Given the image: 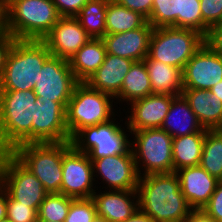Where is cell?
Returning <instances> with one entry per match:
<instances>
[{"label":"cell","instance_id":"603a6c76","mask_svg":"<svg viewBox=\"0 0 222 222\" xmlns=\"http://www.w3.org/2000/svg\"><path fill=\"white\" fill-rule=\"evenodd\" d=\"M161 129L165 130L172 138L208 130L199 123L183 95L175 96L172 99Z\"/></svg>","mask_w":222,"mask_h":222},{"label":"cell","instance_id":"7a4b0ae2","mask_svg":"<svg viewBox=\"0 0 222 222\" xmlns=\"http://www.w3.org/2000/svg\"><path fill=\"white\" fill-rule=\"evenodd\" d=\"M34 90L0 91V144L12 152L18 145L32 143Z\"/></svg>","mask_w":222,"mask_h":222},{"label":"cell","instance_id":"f35d334b","mask_svg":"<svg viewBox=\"0 0 222 222\" xmlns=\"http://www.w3.org/2000/svg\"><path fill=\"white\" fill-rule=\"evenodd\" d=\"M62 17H75L89 0H52Z\"/></svg>","mask_w":222,"mask_h":222},{"label":"cell","instance_id":"6da1fadb","mask_svg":"<svg viewBox=\"0 0 222 222\" xmlns=\"http://www.w3.org/2000/svg\"><path fill=\"white\" fill-rule=\"evenodd\" d=\"M137 193L139 209L155 222H185L193 210L181 192L176 172L141 176Z\"/></svg>","mask_w":222,"mask_h":222},{"label":"cell","instance_id":"8fae6325","mask_svg":"<svg viewBox=\"0 0 222 222\" xmlns=\"http://www.w3.org/2000/svg\"><path fill=\"white\" fill-rule=\"evenodd\" d=\"M78 83L69 60L51 56L44 63L33 90L41 102H59L66 109Z\"/></svg>","mask_w":222,"mask_h":222},{"label":"cell","instance_id":"b9f144b4","mask_svg":"<svg viewBox=\"0 0 222 222\" xmlns=\"http://www.w3.org/2000/svg\"><path fill=\"white\" fill-rule=\"evenodd\" d=\"M9 32L8 28V0H0V34Z\"/></svg>","mask_w":222,"mask_h":222},{"label":"cell","instance_id":"74e56055","mask_svg":"<svg viewBox=\"0 0 222 222\" xmlns=\"http://www.w3.org/2000/svg\"><path fill=\"white\" fill-rule=\"evenodd\" d=\"M18 39L10 32L0 36V81L5 72L8 57Z\"/></svg>","mask_w":222,"mask_h":222},{"label":"cell","instance_id":"816d5d0a","mask_svg":"<svg viewBox=\"0 0 222 222\" xmlns=\"http://www.w3.org/2000/svg\"><path fill=\"white\" fill-rule=\"evenodd\" d=\"M0 222H9V221L7 220V218H5L3 220H0Z\"/></svg>","mask_w":222,"mask_h":222},{"label":"cell","instance_id":"836d02e7","mask_svg":"<svg viewBox=\"0 0 222 222\" xmlns=\"http://www.w3.org/2000/svg\"><path fill=\"white\" fill-rule=\"evenodd\" d=\"M96 215V207L92 198L73 199L65 222H91Z\"/></svg>","mask_w":222,"mask_h":222},{"label":"cell","instance_id":"277c9868","mask_svg":"<svg viewBox=\"0 0 222 222\" xmlns=\"http://www.w3.org/2000/svg\"><path fill=\"white\" fill-rule=\"evenodd\" d=\"M61 17L52 0H8V28L18 40H43Z\"/></svg>","mask_w":222,"mask_h":222},{"label":"cell","instance_id":"f546056e","mask_svg":"<svg viewBox=\"0 0 222 222\" xmlns=\"http://www.w3.org/2000/svg\"><path fill=\"white\" fill-rule=\"evenodd\" d=\"M199 165L217 180H222V134L216 129L206 131Z\"/></svg>","mask_w":222,"mask_h":222},{"label":"cell","instance_id":"ffe728a7","mask_svg":"<svg viewBox=\"0 0 222 222\" xmlns=\"http://www.w3.org/2000/svg\"><path fill=\"white\" fill-rule=\"evenodd\" d=\"M105 191L97 192L98 194L95 191L92 199L97 215L108 222H124L139 209L137 190Z\"/></svg>","mask_w":222,"mask_h":222},{"label":"cell","instance_id":"ac0fdd59","mask_svg":"<svg viewBox=\"0 0 222 222\" xmlns=\"http://www.w3.org/2000/svg\"><path fill=\"white\" fill-rule=\"evenodd\" d=\"M152 31L153 26L147 21L142 27L131 31L105 34L102 40L106 53L133 61H142L149 53Z\"/></svg>","mask_w":222,"mask_h":222},{"label":"cell","instance_id":"44dd1931","mask_svg":"<svg viewBox=\"0 0 222 222\" xmlns=\"http://www.w3.org/2000/svg\"><path fill=\"white\" fill-rule=\"evenodd\" d=\"M133 60L106 53L104 62L85 82L90 88L115 97L120 91Z\"/></svg>","mask_w":222,"mask_h":222},{"label":"cell","instance_id":"d6986e66","mask_svg":"<svg viewBox=\"0 0 222 222\" xmlns=\"http://www.w3.org/2000/svg\"><path fill=\"white\" fill-rule=\"evenodd\" d=\"M180 188L188 205L201 210L210 200L219 180L211 176L200 165L184 167L176 171Z\"/></svg>","mask_w":222,"mask_h":222},{"label":"cell","instance_id":"681fc988","mask_svg":"<svg viewBox=\"0 0 222 222\" xmlns=\"http://www.w3.org/2000/svg\"><path fill=\"white\" fill-rule=\"evenodd\" d=\"M216 130L222 134V124Z\"/></svg>","mask_w":222,"mask_h":222},{"label":"cell","instance_id":"8992f818","mask_svg":"<svg viewBox=\"0 0 222 222\" xmlns=\"http://www.w3.org/2000/svg\"><path fill=\"white\" fill-rule=\"evenodd\" d=\"M205 43V36L188 28H153L149 53L144 60H157L183 71L185 64Z\"/></svg>","mask_w":222,"mask_h":222},{"label":"cell","instance_id":"8d00e7d4","mask_svg":"<svg viewBox=\"0 0 222 222\" xmlns=\"http://www.w3.org/2000/svg\"><path fill=\"white\" fill-rule=\"evenodd\" d=\"M202 210L216 222H222V180H219L209 202Z\"/></svg>","mask_w":222,"mask_h":222},{"label":"cell","instance_id":"5bb4252c","mask_svg":"<svg viewBox=\"0 0 222 222\" xmlns=\"http://www.w3.org/2000/svg\"><path fill=\"white\" fill-rule=\"evenodd\" d=\"M220 81H222V56L205 42L184 66L183 89L210 90Z\"/></svg>","mask_w":222,"mask_h":222},{"label":"cell","instance_id":"cb8c5ba5","mask_svg":"<svg viewBox=\"0 0 222 222\" xmlns=\"http://www.w3.org/2000/svg\"><path fill=\"white\" fill-rule=\"evenodd\" d=\"M106 47L102 38H91L70 59V67L78 82H86L102 65Z\"/></svg>","mask_w":222,"mask_h":222},{"label":"cell","instance_id":"ee69618b","mask_svg":"<svg viewBox=\"0 0 222 222\" xmlns=\"http://www.w3.org/2000/svg\"><path fill=\"white\" fill-rule=\"evenodd\" d=\"M124 222H155L150 216L145 214L140 209L136 210V212L126 219Z\"/></svg>","mask_w":222,"mask_h":222},{"label":"cell","instance_id":"2e32d148","mask_svg":"<svg viewBox=\"0 0 222 222\" xmlns=\"http://www.w3.org/2000/svg\"><path fill=\"white\" fill-rule=\"evenodd\" d=\"M91 37L76 17H61L43 38L52 56L69 60Z\"/></svg>","mask_w":222,"mask_h":222},{"label":"cell","instance_id":"f1b7e54d","mask_svg":"<svg viewBox=\"0 0 222 222\" xmlns=\"http://www.w3.org/2000/svg\"><path fill=\"white\" fill-rule=\"evenodd\" d=\"M109 0H89L75 16L91 38L106 34V7Z\"/></svg>","mask_w":222,"mask_h":222},{"label":"cell","instance_id":"c3c4849f","mask_svg":"<svg viewBox=\"0 0 222 222\" xmlns=\"http://www.w3.org/2000/svg\"><path fill=\"white\" fill-rule=\"evenodd\" d=\"M6 153L7 151L0 144V166H1L2 159Z\"/></svg>","mask_w":222,"mask_h":222},{"label":"cell","instance_id":"9a60e30c","mask_svg":"<svg viewBox=\"0 0 222 222\" xmlns=\"http://www.w3.org/2000/svg\"><path fill=\"white\" fill-rule=\"evenodd\" d=\"M70 141L66 125V109L54 101L36 100L32 122V143Z\"/></svg>","mask_w":222,"mask_h":222},{"label":"cell","instance_id":"7c38bea8","mask_svg":"<svg viewBox=\"0 0 222 222\" xmlns=\"http://www.w3.org/2000/svg\"><path fill=\"white\" fill-rule=\"evenodd\" d=\"M94 182L93 165L89 156L78 152L71 141L63 142L61 194L74 199L92 198L96 191L94 185L97 184Z\"/></svg>","mask_w":222,"mask_h":222},{"label":"cell","instance_id":"f5cc1de1","mask_svg":"<svg viewBox=\"0 0 222 222\" xmlns=\"http://www.w3.org/2000/svg\"><path fill=\"white\" fill-rule=\"evenodd\" d=\"M0 187H1V166H0Z\"/></svg>","mask_w":222,"mask_h":222},{"label":"cell","instance_id":"e0dca14e","mask_svg":"<svg viewBox=\"0 0 222 222\" xmlns=\"http://www.w3.org/2000/svg\"><path fill=\"white\" fill-rule=\"evenodd\" d=\"M174 97L170 94H150L130 103V115H127L125 122L127 132L161 128Z\"/></svg>","mask_w":222,"mask_h":222},{"label":"cell","instance_id":"52a82bcc","mask_svg":"<svg viewBox=\"0 0 222 222\" xmlns=\"http://www.w3.org/2000/svg\"><path fill=\"white\" fill-rule=\"evenodd\" d=\"M129 132L134 136L131 137L134 138V141L131 140V150L140 177L174 172L173 138L165 130L153 128Z\"/></svg>","mask_w":222,"mask_h":222},{"label":"cell","instance_id":"484cf974","mask_svg":"<svg viewBox=\"0 0 222 222\" xmlns=\"http://www.w3.org/2000/svg\"><path fill=\"white\" fill-rule=\"evenodd\" d=\"M206 131L173 138L172 156L174 172L184 167L198 166L201 161Z\"/></svg>","mask_w":222,"mask_h":222},{"label":"cell","instance_id":"4316f807","mask_svg":"<svg viewBox=\"0 0 222 222\" xmlns=\"http://www.w3.org/2000/svg\"><path fill=\"white\" fill-rule=\"evenodd\" d=\"M150 94H152V87L145 62L144 60L134 61L124 78L121 91L114 98L119 102L126 101L128 105Z\"/></svg>","mask_w":222,"mask_h":222},{"label":"cell","instance_id":"60d3db41","mask_svg":"<svg viewBox=\"0 0 222 222\" xmlns=\"http://www.w3.org/2000/svg\"><path fill=\"white\" fill-rule=\"evenodd\" d=\"M205 42L219 55L222 56V23L213 26L208 35L205 37Z\"/></svg>","mask_w":222,"mask_h":222},{"label":"cell","instance_id":"e575fe53","mask_svg":"<svg viewBox=\"0 0 222 222\" xmlns=\"http://www.w3.org/2000/svg\"><path fill=\"white\" fill-rule=\"evenodd\" d=\"M7 212L6 218L9 222H37L38 209L31 208L14 200L6 192Z\"/></svg>","mask_w":222,"mask_h":222},{"label":"cell","instance_id":"ab89813d","mask_svg":"<svg viewBox=\"0 0 222 222\" xmlns=\"http://www.w3.org/2000/svg\"><path fill=\"white\" fill-rule=\"evenodd\" d=\"M119 5L140 13L147 20L152 11L153 0H115Z\"/></svg>","mask_w":222,"mask_h":222},{"label":"cell","instance_id":"7dc6e473","mask_svg":"<svg viewBox=\"0 0 222 222\" xmlns=\"http://www.w3.org/2000/svg\"><path fill=\"white\" fill-rule=\"evenodd\" d=\"M91 222H108L105 218L96 215L95 218Z\"/></svg>","mask_w":222,"mask_h":222},{"label":"cell","instance_id":"9c48e42d","mask_svg":"<svg viewBox=\"0 0 222 222\" xmlns=\"http://www.w3.org/2000/svg\"><path fill=\"white\" fill-rule=\"evenodd\" d=\"M114 118L83 128L71 139L72 146L78 152L86 153L90 160L125 153L131 147V140L127 139L126 129Z\"/></svg>","mask_w":222,"mask_h":222},{"label":"cell","instance_id":"4dcf8cb0","mask_svg":"<svg viewBox=\"0 0 222 222\" xmlns=\"http://www.w3.org/2000/svg\"><path fill=\"white\" fill-rule=\"evenodd\" d=\"M181 0H153L152 11L147 20L153 28H179Z\"/></svg>","mask_w":222,"mask_h":222},{"label":"cell","instance_id":"d6a6232c","mask_svg":"<svg viewBox=\"0 0 222 222\" xmlns=\"http://www.w3.org/2000/svg\"><path fill=\"white\" fill-rule=\"evenodd\" d=\"M179 28L197 30L205 37L208 35L210 28L203 22L200 0H181Z\"/></svg>","mask_w":222,"mask_h":222},{"label":"cell","instance_id":"7bdbcfd3","mask_svg":"<svg viewBox=\"0 0 222 222\" xmlns=\"http://www.w3.org/2000/svg\"><path fill=\"white\" fill-rule=\"evenodd\" d=\"M185 222H216L208 216L202 209L192 210Z\"/></svg>","mask_w":222,"mask_h":222},{"label":"cell","instance_id":"1f68e13d","mask_svg":"<svg viewBox=\"0 0 222 222\" xmlns=\"http://www.w3.org/2000/svg\"><path fill=\"white\" fill-rule=\"evenodd\" d=\"M73 199L61 193L47 194L38 209L37 220L65 222Z\"/></svg>","mask_w":222,"mask_h":222},{"label":"cell","instance_id":"d4e9b609","mask_svg":"<svg viewBox=\"0 0 222 222\" xmlns=\"http://www.w3.org/2000/svg\"><path fill=\"white\" fill-rule=\"evenodd\" d=\"M152 87V94L182 95V71L157 60H144Z\"/></svg>","mask_w":222,"mask_h":222},{"label":"cell","instance_id":"30bf717a","mask_svg":"<svg viewBox=\"0 0 222 222\" xmlns=\"http://www.w3.org/2000/svg\"><path fill=\"white\" fill-rule=\"evenodd\" d=\"M1 187L14 200L37 209L48 194L41 181L11 152L1 162Z\"/></svg>","mask_w":222,"mask_h":222},{"label":"cell","instance_id":"ba28073f","mask_svg":"<svg viewBox=\"0 0 222 222\" xmlns=\"http://www.w3.org/2000/svg\"><path fill=\"white\" fill-rule=\"evenodd\" d=\"M11 153L41 181L48 194L61 193L63 142L22 144Z\"/></svg>","mask_w":222,"mask_h":222},{"label":"cell","instance_id":"f907efd6","mask_svg":"<svg viewBox=\"0 0 222 222\" xmlns=\"http://www.w3.org/2000/svg\"><path fill=\"white\" fill-rule=\"evenodd\" d=\"M37 222H51V221H47V220H37Z\"/></svg>","mask_w":222,"mask_h":222},{"label":"cell","instance_id":"83f0119b","mask_svg":"<svg viewBox=\"0 0 222 222\" xmlns=\"http://www.w3.org/2000/svg\"><path fill=\"white\" fill-rule=\"evenodd\" d=\"M105 22L106 34H115L142 27L147 19L140 13L119 5L115 0H109Z\"/></svg>","mask_w":222,"mask_h":222},{"label":"cell","instance_id":"4fadbf2b","mask_svg":"<svg viewBox=\"0 0 222 222\" xmlns=\"http://www.w3.org/2000/svg\"><path fill=\"white\" fill-rule=\"evenodd\" d=\"M91 161L94 181L100 175L102 182L108 186L105 187L107 190H137L140 176L131 147L125 153Z\"/></svg>","mask_w":222,"mask_h":222},{"label":"cell","instance_id":"3957f363","mask_svg":"<svg viewBox=\"0 0 222 222\" xmlns=\"http://www.w3.org/2000/svg\"><path fill=\"white\" fill-rule=\"evenodd\" d=\"M51 53L42 40H17L0 81V91L33 90Z\"/></svg>","mask_w":222,"mask_h":222},{"label":"cell","instance_id":"5b68a950","mask_svg":"<svg viewBox=\"0 0 222 222\" xmlns=\"http://www.w3.org/2000/svg\"><path fill=\"white\" fill-rule=\"evenodd\" d=\"M114 97L79 82L66 108V125L71 139L83 128L103 124L115 117Z\"/></svg>","mask_w":222,"mask_h":222},{"label":"cell","instance_id":"7402d4cb","mask_svg":"<svg viewBox=\"0 0 222 222\" xmlns=\"http://www.w3.org/2000/svg\"><path fill=\"white\" fill-rule=\"evenodd\" d=\"M182 95L203 128L215 130L222 124V101L209 90L183 89Z\"/></svg>","mask_w":222,"mask_h":222},{"label":"cell","instance_id":"d590c367","mask_svg":"<svg viewBox=\"0 0 222 222\" xmlns=\"http://www.w3.org/2000/svg\"><path fill=\"white\" fill-rule=\"evenodd\" d=\"M203 22L211 29L222 23V0H200Z\"/></svg>","mask_w":222,"mask_h":222},{"label":"cell","instance_id":"bcb514c9","mask_svg":"<svg viewBox=\"0 0 222 222\" xmlns=\"http://www.w3.org/2000/svg\"><path fill=\"white\" fill-rule=\"evenodd\" d=\"M209 91L222 101V81L214 85Z\"/></svg>","mask_w":222,"mask_h":222},{"label":"cell","instance_id":"f6af8a7d","mask_svg":"<svg viewBox=\"0 0 222 222\" xmlns=\"http://www.w3.org/2000/svg\"><path fill=\"white\" fill-rule=\"evenodd\" d=\"M7 204H6V191L0 187V220L6 218Z\"/></svg>","mask_w":222,"mask_h":222}]
</instances>
